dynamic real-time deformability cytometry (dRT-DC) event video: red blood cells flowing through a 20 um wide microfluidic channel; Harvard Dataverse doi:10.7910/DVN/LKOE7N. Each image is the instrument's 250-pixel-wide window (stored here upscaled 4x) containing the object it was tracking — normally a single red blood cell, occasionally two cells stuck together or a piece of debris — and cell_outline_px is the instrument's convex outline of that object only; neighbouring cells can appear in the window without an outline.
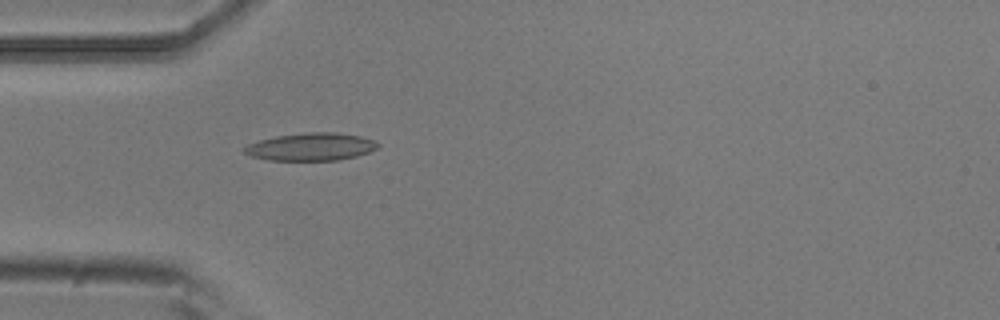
{"species": "common noctule bat (a hibernating species)", "species_latin": "Nyctalus noctula", "temperature_condition": "room temperature", "stored_images_in_passage": 5, "camera_frame_rate_fps": 3000, "um_per_image_px": 0.085, "animal": {"sex": "male", "body_mass_g": 20.5, "forearm_length_mm": 52.5}, "frame": {"image": 1, "passage_image": 5, "time_ms": 1.333, "image_size_px": [1000, 320], "cell_outline_px": [[380, 144], [376, 148], [368, 152], [356, 156], [336, 160], [268, 160], [252, 156], [244, 152], [244, 148], [248, 144], [260, 140], [276, 136], [308, 132], [336, 132], [360, 136], [372, 140]], "centroid_in_image_um": [26.43, 12.47], "position_along_channel_um": 58.6, "area_um2": 21.27}}